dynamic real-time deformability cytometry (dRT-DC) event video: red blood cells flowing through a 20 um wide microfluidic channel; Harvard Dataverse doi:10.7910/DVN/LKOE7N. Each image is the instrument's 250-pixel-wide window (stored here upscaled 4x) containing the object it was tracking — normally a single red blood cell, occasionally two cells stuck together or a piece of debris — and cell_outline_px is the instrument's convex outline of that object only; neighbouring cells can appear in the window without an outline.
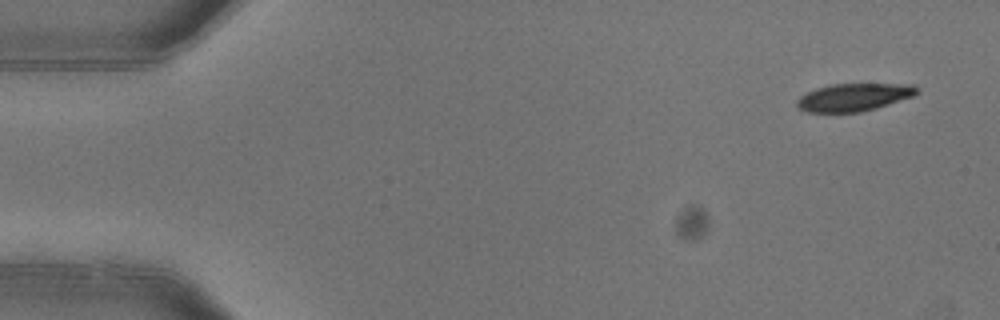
{"species": "common noctule bat (a hibernating species)", "species_latin": "Nyctalus noctula", "temperature_condition": "warm", "stored_images_in_passage": 4, "camera_frame_rate_fps": 3000, "um_per_image_px": 0.085, "animal": {"sex": "female"}, "frame": {"image": 1, "passage_image": 1, "time_ms": 0.0, "image_size_px": [1000, 320], "cell_outline_px": [[920, 88], [912, 96], [876, 108], [860, 112], [808, 112], [800, 108], [796, 104], [796, 100], [800, 96], [816, 88], [828, 84], [916, 84]], "centroid_in_image_um": [72.57, 8.25], "position_along_channel_um": 12.4, "area_um2": 19.25}}